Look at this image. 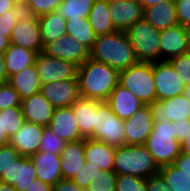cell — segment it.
Wrapping results in <instances>:
<instances>
[{
    "label": "cell",
    "mask_w": 190,
    "mask_h": 191,
    "mask_svg": "<svg viewBox=\"0 0 190 191\" xmlns=\"http://www.w3.org/2000/svg\"><path fill=\"white\" fill-rule=\"evenodd\" d=\"M85 139L68 142L61 152V171L63 179H73L86 163L84 158Z\"/></svg>",
    "instance_id": "cell-25"
},
{
    "label": "cell",
    "mask_w": 190,
    "mask_h": 191,
    "mask_svg": "<svg viewBox=\"0 0 190 191\" xmlns=\"http://www.w3.org/2000/svg\"><path fill=\"white\" fill-rule=\"evenodd\" d=\"M87 138L121 147L125 145L124 120L106 102H101L96 108L94 131Z\"/></svg>",
    "instance_id": "cell-7"
},
{
    "label": "cell",
    "mask_w": 190,
    "mask_h": 191,
    "mask_svg": "<svg viewBox=\"0 0 190 191\" xmlns=\"http://www.w3.org/2000/svg\"><path fill=\"white\" fill-rule=\"evenodd\" d=\"M153 77L157 100L183 94L185 84L168 61L153 62Z\"/></svg>",
    "instance_id": "cell-9"
},
{
    "label": "cell",
    "mask_w": 190,
    "mask_h": 191,
    "mask_svg": "<svg viewBox=\"0 0 190 191\" xmlns=\"http://www.w3.org/2000/svg\"><path fill=\"white\" fill-rule=\"evenodd\" d=\"M24 13V9L16 7L15 9L7 11L0 16V31L7 32V37L9 39L11 38L14 26L18 23Z\"/></svg>",
    "instance_id": "cell-41"
},
{
    "label": "cell",
    "mask_w": 190,
    "mask_h": 191,
    "mask_svg": "<svg viewBox=\"0 0 190 191\" xmlns=\"http://www.w3.org/2000/svg\"><path fill=\"white\" fill-rule=\"evenodd\" d=\"M112 111L122 120H127L145 105L140 99L133 95L128 89L118 84L108 99L105 101Z\"/></svg>",
    "instance_id": "cell-21"
},
{
    "label": "cell",
    "mask_w": 190,
    "mask_h": 191,
    "mask_svg": "<svg viewBox=\"0 0 190 191\" xmlns=\"http://www.w3.org/2000/svg\"><path fill=\"white\" fill-rule=\"evenodd\" d=\"M10 138L8 137L6 131H3L2 124V113H0V146L8 145Z\"/></svg>",
    "instance_id": "cell-53"
},
{
    "label": "cell",
    "mask_w": 190,
    "mask_h": 191,
    "mask_svg": "<svg viewBox=\"0 0 190 191\" xmlns=\"http://www.w3.org/2000/svg\"><path fill=\"white\" fill-rule=\"evenodd\" d=\"M116 191H147L146 179L132 175H117Z\"/></svg>",
    "instance_id": "cell-38"
},
{
    "label": "cell",
    "mask_w": 190,
    "mask_h": 191,
    "mask_svg": "<svg viewBox=\"0 0 190 191\" xmlns=\"http://www.w3.org/2000/svg\"><path fill=\"white\" fill-rule=\"evenodd\" d=\"M18 150L12 145L0 146V176L20 157Z\"/></svg>",
    "instance_id": "cell-43"
},
{
    "label": "cell",
    "mask_w": 190,
    "mask_h": 191,
    "mask_svg": "<svg viewBox=\"0 0 190 191\" xmlns=\"http://www.w3.org/2000/svg\"><path fill=\"white\" fill-rule=\"evenodd\" d=\"M168 62L172 65L180 80L185 85L190 84V52L174 57Z\"/></svg>",
    "instance_id": "cell-39"
},
{
    "label": "cell",
    "mask_w": 190,
    "mask_h": 191,
    "mask_svg": "<svg viewBox=\"0 0 190 191\" xmlns=\"http://www.w3.org/2000/svg\"><path fill=\"white\" fill-rule=\"evenodd\" d=\"M43 48L49 42L66 36V20L57 11L38 17Z\"/></svg>",
    "instance_id": "cell-30"
},
{
    "label": "cell",
    "mask_w": 190,
    "mask_h": 191,
    "mask_svg": "<svg viewBox=\"0 0 190 191\" xmlns=\"http://www.w3.org/2000/svg\"><path fill=\"white\" fill-rule=\"evenodd\" d=\"M8 75L5 67V61L3 53H0V84L8 82Z\"/></svg>",
    "instance_id": "cell-50"
},
{
    "label": "cell",
    "mask_w": 190,
    "mask_h": 191,
    "mask_svg": "<svg viewBox=\"0 0 190 191\" xmlns=\"http://www.w3.org/2000/svg\"><path fill=\"white\" fill-rule=\"evenodd\" d=\"M62 2L63 0H28L24 11L26 14L40 17L50 12L57 11Z\"/></svg>",
    "instance_id": "cell-36"
},
{
    "label": "cell",
    "mask_w": 190,
    "mask_h": 191,
    "mask_svg": "<svg viewBox=\"0 0 190 191\" xmlns=\"http://www.w3.org/2000/svg\"><path fill=\"white\" fill-rule=\"evenodd\" d=\"M16 7H20L22 9L26 8L28 0H12Z\"/></svg>",
    "instance_id": "cell-58"
},
{
    "label": "cell",
    "mask_w": 190,
    "mask_h": 191,
    "mask_svg": "<svg viewBox=\"0 0 190 191\" xmlns=\"http://www.w3.org/2000/svg\"><path fill=\"white\" fill-rule=\"evenodd\" d=\"M180 144H181V153L190 155V133L187 135L186 139Z\"/></svg>",
    "instance_id": "cell-54"
},
{
    "label": "cell",
    "mask_w": 190,
    "mask_h": 191,
    "mask_svg": "<svg viewBox=\"0 0 190 191\" xmlns=\"http://www.w3.org/2000/svg\"><path fill=\"white\" fill-rule=\"evenodd\" d=\"M178 23L185 27L190 25V0H174Z\"/></svg>",
    "instance_id": "cell-44"
},
{
    "label": "cell",
    "mask_w": 190,
    "mask_h": 191,
    "mask_svg": "<svg viewBox=\"0 0 190 191\" xmlns=\"http://www.w3.org/2000/svg\"><path fill=\"white\" fill-rule=\"evenodd\" d=\"M183 95L190 101V84H186L183 90Z\"/></svg>",
    "instance_id": "cell-59"
},
{
    "label": "cell",
    "mask_w": 190,
    "mask_h": 191,
    "mask_svg": "<svg viewBox=\"0 0 190 191\" xmlns=\"http://www.w3.org/2000/svg\"><path fill=\"white\" fill-rule=\"evenodd\" d=\"M37 179L34 163L30 157L20 156L14 160L6 172L0 176V181L12 185L16 191H27L32 182Z\"/></svg>",
    "instance_id": "cell-15"
},
{
    "label": "cell",
    "mask_w": 190,
    "mask_h": 191,
    "mask_svg": "<svg viewBox=\"0 0 190 191\" xmlns=\"http://www.w3.org/2000/svg\"><path fill=\"white\" fill-rule=\"evenodd\" d=\"M37 52L10 44L3 53L8 77L35 64Z\"/></svg>",
    "instance_id": "cell-28"
},
{
    "label": "cell",
    "mask_w": 190,
    "mask_h": 191,
    "mask_svg": "<svg viewBox=\"0 0 190 191\" xmlns=\"http://www.w3.org/2000/svg\"><path fill=\"white\" fill-rule=\"evenodd\" d=\"M48 127L66 142L83 140L72 106L56 108Z\"/></svg>",
    "instance_id": "cell-20"
},
{
    "label": "cell",
    "mask_w": 190,
    "mask_h": 191,
    "mask_svg": "<svg viewBox=\"0 0 190 191\" xmlns=\"http://www.w3.org/2000/svg\"><path fill=\"white\" fill-rule=\"evenodd\" d=\"M143 18L158 30L167 29L179 24L174 0H166L144 8Z\"/></svg>",
    "instance_id": "cell-24"
},
{
    "label": "cell",
    "mask_w": 190,
    "mask_h": 191,
    "mask_svg": "<svg viewBox=\"0 0 190 191\" xmlns=\"http://www.w3.org/2000/svg\"><path fill=\"white\" fill-rule=\"evenodd\" d=\"M8 83L17 91L21 100L41 90L40 79L34 64L19 73L11 75Z\"/></svg>",
    "instance_id": "cell-27"
},
{
    "label": "cell",
    "mask_w": 190,
    "mask_h": 191,
    "mask_svg": "<svg viewBox=\"0 0 190 191\" xmlns=\"http://www.w3.org/2000/svg\"><path fill=\"white\" fill-rule=\"evenodd\" d=\"M152 154L144 145H122L116 148L113 170L117 175H132L147 179L158 174Z\"/></svg>",
    "instance_id": "cell-3"
},
{
    "label": "cell",
    "mask_w": 190,
    "mask_h": 191,
    "mask_svg": "<svg viewBox=\"0 0 190 191\" xmlns=\"http://www.w3.org/2000/svg\"><path fill=\"white\" fill-rule=\"evenodd\" d=\"M95 0H63L57 12L65 20L87 19Z\"/></svg>",
    "instance_id": "cell-32"
},
{
    "label": "cell",
    "mask_w": 190,
    "mask_h": 191,
    "mask_svg": "<svg viewBox=\"0 0 190 191\" xmlns=\"http://www.w3.org/2000/svg\"><path fill=\"white\" fill-rule=\"evenodd\" d=\"M147 191H172L158 173L146 179Z\"/></svg>",
    "instance_id": "cell-45"
},
{
    "label": "cell",
    "mask_w": 190,
    "mask_h": 191,
    "mask_svg": "<svg viewBox=\"0 0 190 191\" xmlns=\"http://www.w3.org/2000/svg\"><path fill=\"white\" fill-rule=\"evenodd\" d=\"M21 109L25 121L48 127L55 108L41 92L21 100Z\"/></svg>",
    "instance_id": "cell-18"
},
{
    "label": "cell",
    "mask_w": 190,
    "mask_h": 191,
    "mask_svg": "<svg viewBox=\"0 0 190 191\" xmlns=\"http://www.w3.org/2000/svg\"><path fill=\"white\" fill-rule=\"evenodd\" d=\"M16 8V5L13 3L12 0H0V16L10 10Z\"/></svg>",
    "instance_id": "cell-52"
},
{
    "label": "cell",
    "mask_w": 190,
    "mask_h": 191,
    "mask_svg": "<svg viewBox=\"0 0 190 191\" xmlns=\"http://www.w3.org/2000/svg\"><path fill=\"white\" fill-rule=\"evenodd\" d=\"M158 173L172 191H190V176L173 164L160 167Z\"/></svg>",
    "instance_id": "cell-33"
},
{
    "label": "cell",
    "mask_w": 190,
    "mask_h": 191,
    "mask_svg": "<svg viewBox=\"0 0 190 191\" xmlns=\"http://www.w3.org/2000/svg\"><path fill=\"white\" fill-rule=\"evenodd\" d=\"M44 126L27 122L19 128V130L10 137L9 144L15 147L21 156L31 157L39 149Z\"/></svg>",
    "instance_id": "cell-17"
},
{
    "label": "cell",
    "mask_w": 190,
    "mask_h": 191,
    "mask_svg": "<svg viewBox=\"0 0 190 191\" xmlns=\"http://www.w3.org/2000/svg\"><path fill=\"white\" fill-rule=\"evenodd\" d=\"M66 34L80 43L84 44L90 50L93 48L97 35L90 26L87 19L66 20Z\"/></svg>",
    "instance_id": "cell-31"
},
{
    "label": "cell",
    "mask_w": 190,
    "mask_h": 191,
    "mask_svg": "<svg viewBox=\"0 0 190 191\" xmlns=\"http://www.w3.org/2000/svg\"><path fill=\"white\" fill-rule=\"evenodd\" d=\"M15 106H21L17 91L8 82L0 84V111Z\"/></svg>",
    "instance_id": "cell-40"
},
{
    "label": "cell",
    "mask_w": 190,
    "mask_h": 191,
    "mask_svg": "<svg viewBox=\"0 0 190 191\" xmlns=\"http://www.w3.org/2000/svg\"><path fill=\"white\" fill-rule=\"evenodd\" d=\"M144 9L137 0L109 2V16L117 31H127L137 21L142 20Z\"/></svg>",
    "instance_id": "cell-16"
},
{
    "label": "cell",
    "mask_w": 190,
    "mask_h": 191,
    "mask_svg": "<svg viewBox=\"0 0 190 191\" xmlns=\"http://www.w3.org/2000/svg\"><path fill=\"white\" fill-rule=\"evenodd\" d=\"M139 62L160 60V30L155 29L144 18L126 31Z\"/></svg>",
    "instance_id": "cell-6"
},
{
    "label": "cell",
    "mask_w": 190,
    "mask_h": 191,
    "mask_svg": "<svg viewBox=\"0 0 190 191\" xmlns=\"http://www.w3.org/2000/svg\"><path fill=\"white\" fill-rule=\"evenodd\" d=\"M149 107L153 122L190 119V101L183 94L165 100H155Z\"/></svg>",
    "instance_id": "cell-13"
},
{
    "label": "cell",
    "mask_w": 190,
    "mask_h": 191,
    "mask_svg": "<svg viewBox=\"0 0 190 191\" xmlns=\"http://www.w3.org/2000/svg\"><path fill=\"white\" fill-rule=\"evenodd\" d=\"M68 142L59 137L49 127H44L42 140L38 151L61 155L62 150Z\"/></svg>",
    "instance_id": "cell-35"
},
{
    "label": "cell",
    "mask_w": 190,
    "mask_h": 191,
    "mask_svg": "<svg viewBox=\"0 0 190 191\" xmlns=\"http://www.w3.org/2000/svg\"><path fill=\"white\" fill-rule=\"evenodd\" d=\"M90 58L122 71L139 62L126 31L96 37Z\"/></svg>",
    "instance_id": "cell-1"
},
{
    "label": "cell",
    "mask_w": 190,
    "mask_h": 191,
    "mask_svg": "<svg viewBox=\"0 0 190 191\" xmlns=\"http://www.w3.org/2000/svg\"><path fill=\"white\" fill-rule=\"evenodd\" d=\"M116 147L107 143L85 138L84 158L90 165L99 167L101 171L113 170Z\"/></svg>",
    "instance_id": "cell-23"
},
{
    "label": "cell",
    "mask_w": 190,
    "mask_h": 191,
    "mask_svg": "<svg viewBox=\"0 0 190 191\" xmlns=\"http://www.w3.org/2000/svg\"><path fill=\"white\" fill-rule=\"evenodd\" d=\"M34 65L41 85L60 80H78V66L70 61L56 59L40 52Z\"/></svg>",
    "instance_id": "cell-8"
},
{
    "label": "cell",
    "mask_w": 190,
    "mask_h": 191,
    "mask_svg": "<svg viewBox=\"0 0 190 191\" xmlns=\"http://www.w3.org/2000/svg\"><path fill=\"white\" fill-rule=\"evenodd\" d=\"M40 92L55 109L70 107L81 97L78 80H60L42 84Z\"/></svg>",
    "instance_id": "cell-14"
},
{
    "label": "cell",
    "mask_w": 190,
    "mask_h": 191,
    "mask_svg": "<svg viewBox=\"0 0 190 191\" xmlns=\"http://www.w3.org/2000/svg\"><path fill=\"white\" fill-rule=\"evenodd\" d=\"M0 113H2L3 131H6L10 138L25 123L21 106L5 108Z\"/></svg>",
    "instance_id": "cell-34"
},
{
    "label": "cell",
    "mask_w": 190,
    "mask_h": 191,
    "mask_svg": "<svg viewBox=\"0 0 190 191\" xmlns=\"http://www.w3.org/2000/svg\"><path fill=\"white\" fill-rule=\"evenodd\" d=\"M80 96L105 102L119 84V71L89 58L78 66Z\"/></svg>",
    "instance_id": "cell-2"
},
{
    "label": "cell",
    "mask_w": 190,
    "mask_h": 191,
    "mask_svg": "<svg viewBox=\"0 0 190 191\" xmlns=\"http://www.w3.org/2000/svg\"><path fill=\"white\" fill-rule=\"evenodd\" d=\"M43 53L56 59L70 61L77 66L90 58V49L68 35L46 44L43 48Z\"/></svg>",
    "instance_id": "cell-11"
},
{
    "label": "cell",
    "mask_w": 190,
    "mask_h": 191,
    "mask_svg": "<svg viewBox=\"0 0 190 191\" xmlns=\"http://www.w3.org/2000/svg\"><path fill=\"white\" fill-rule=\"evenodd\" d=\"M153 124L149 104H145L124 120L125 145H144L153 130Z\"/></svg>",
    "instance_id": "cell-12"
},
{
    "label": "cell",
    "mask_w": 190,
    "mask_h": 191,
    "mask_svg": "<svg viewBox=\"0 0 190 191\" xmlns=\"http://www.w3.org/2000/svg\"><path fill=\"white\" fill-rule=\"evenodd\" d=\"M90 26L97 36L111 34L116 31L109 16V2L95 0L88 16Z\"/></svg>",
    "instance_id": "cell-29"
},
{
    "label": "cell",
    "mask_w": 190,
    "mask_h": 191,
    "mask_svg": "<svg viewBox=\"0 0 190 191\" xmlns=\"http://www.w3.org/2000/svg\"><path fill=\"white\" fill-rule=\"evenodd\" d=\"M0 191H16L12 185L0 181Z\"/></svg>",
    "instance_id": "cell-56"
},
{
    "label": "cell",
    "mask_w": 190,
    "mask_h": 191,
    "mask_svg": "<svg viewBox=\"0 0 190 191\" xmlns=\"http://www.w3.org/2000/svg\"><path fill=\"white\" fill-rule=\"evenodd\" d=\"M11 44L37 53L43 52V42L38 17L24 13L14 26Z\"/></svg>",
    "instance_id": "cell-10"
},
{
    "label": "cell",
    "mask_w": 190,
    "mask_h": 191,
    "mask_svg": "<svg viewBox=\"0 0 190 191\" xmlns=\"http://www.w3.org/2000/svg\"><path fill=\"white\" fill-rule=\"evenodd\" d=\"M34 163V167L39 181L50 185L56 184L63 179L61 171V155L51 154L48 152L37 151L30 157Z\"/></svg>",
    "instance_id": "cell-22"
},
{
    "label": "cell",
    "mask_w": 190,
    "mask_h": 191,
    "mask_svg": "<svg viewBox=\"0 0 190 191\" xmlns=\"http://www.w3.org/2000/svg\"><path fill=\"white\" fill-rule=\"evenodd\" d=\"M108 2H122V1H126V0H107Z\"/></svg>",
    "instance_id": "cell-60"
},
{
    "label": "cell",
    "mask_w": 190,
    "mask_h": 191,
    "mask_svg": "<svg viewBox=\"0 0 190 191\" xmlns=\"http://www.w3.org/2000/svg\"><path fill=\"white\" fill-rule=\"evenodd\" d=\"M144 8H147L149 6H152V5H155V4H158L160 2H163V1H166V0H137Z\"/></svg>",
    "instance_id": "cell-55"
},
{
    "label": "cell",
    "mask_w": 190,
    "mask_h": 191,
    "mask_svg": "<svg viewBox=\"0 0 190 191\" xmlns=\"http://www.w3.org/2000/svg\"><path fill=\"white\" fill-rule=\"evenodd\" d=\"M175 133V121L167 120L153 124V130L144 146L152 154L159 168L173 164L181 154V144Z\"/></svg>",
    "instance_id": "cell-4"
},
{
    "label": "cell",
    "mask_w": 190,
    "mask_h": 191,
    "mask_svg": "<svg viewBox=\"0 0 190 191\" xmlns=\"http://www.w3.org/2000/svg\"><path fill=\"white\" fill-rule=\"evenodd\" d=\"M188 52L184 27L180 24L160 30V60L169 61Z\"/></svg>",
    "instance_id": "cell-19"
},
{
    "label": "cell",
    "mask_w": 190,
    "mask_h": 191,
    "mask_svg": "<svg viewBox=\"0 0 190 191\" xmlns=\"http://www.w3.org/2000/svg\"><path fill=\"white\" fill-rule=\"evenodd\" d=\"M27 191H53V186L35 179Z\"/></svg>",
    "instance_id": "cell-49"
},
{
    "label": "cell",
    "mask_w": 190,
    "mask_h": 191,
    "mask_svg": "<svg viewBox=\"0 0 190 191\" xmlns=\"http://www.w3.org/2000/svg\"><path fill=\"white\" fill-rule=\"evenodd\" d=\"M175 132L176 139L180 143L183 142L190 133V119H185V121H175Z\"/></svg>",
    "instance_id": "cell-47"
},
{
    "label": "cell",
    "mask_w": 190,
    "mask_h": 191,
    "mask_svg": "<svg viewBox=\"0 0 190 191\" xmlns=\"http://www.w3.org/2000/svg\"><path fill=\"white\" fill-rule=\"evenodd\" d=\"M53 191H87L71 179H61L53 185Z\"/></svg>",
    "instance_id": "cell-46"
},
{
    "label": "cell",
    "mask_w": 190,
    "mask_h": 191,
    "mask_svg": "<svg viewBox=\"0 0 190 191\" xmlns=\"http://www.w3.org/2000/svg\"><path fill=\"white\" fill-rule=\"evenodd\" d=\"M100 168L90 165V162H86L83 164L82 168L72 179L75 183H77L80 187L86 188L89 186L92 180H95L97 176L100 174Z\"/></svg>",
    "instance_id": "cell-42"
},
{
    "label": "cell",
    "mask_w": 190,
    "mask_h": 191,
    "mask_svg": "<svg viewBox=\"0 0 190 191\" xmlns=\"http://www.w3.org/2000/svg\"><path fill=\"white\" fill-rule=\"evenodd\" d=\"M173 165L190 176V155L181 153L173 162Z\"/></svg>",
    "instance_id": "cell-48"
},
{
    "label": "cell",
    "mask_w": 190,
    "mask_h": 191,
    "mask_svg": "<svg viewBox=\"0 0 190 191\" xmlns=\"http://www.w3.org/2000/svg\"><path fill=\"white\" fill-rule=\"evenodd\" d=\"M102 101L80 97L72 105L80 133L87 138L93 131L96 120V108Z\"/></svg>",
    "instance_id": "cell-26"
},
{
    "label": "cell",
    "mask_w": 190,
    "mask_h": 191,
    "mask_svg": "<svg viewBox=\"0 0 190 191\" xmlns=\"http://www.w3.org/2000/svg\"><path fill=\"white\" fill-rule=\"evenodd\" d=\"M117 174L114 170L100 171L95 180H92L87 191H116Z\"/></svg>",
    "instance_id": "cell-37"
},
{
    "label": "cell",
    "mask_w": 190,
    "mask_h": 191,
    "mask_svg": "<svg viewBox=\"0 0 190 191\" xmlns=\"http://www.w3.org/2000/svg\"><path fill=\"white\" fill-rule=\"evenodd\" d=\"M11 41L7 37V32L0 31V53H4L10 46Z\"/></svg>",
    "instance_id": "cell-51"
},
{
    "label": "cell",
    "mask_w": 190,
    "mask_h": 191,
    "mask_svg": "<svg viewBox=\"0 0 190 191\" xmlns=\"http://www.w3.org/2000/svg\"><path fill=\"white\" fill-rule=\"evenodd\" d=\"M119 84L145 104L157 100L151 62H138L120 71Z\"/></svg>",
    "instance_id": "cell-5"
},
{
    "label": "cell",
    "mask_w": 190,
    "mask_h": 191,
    "mask_svg": "<svg viewBox=\"0 0 190 191\" xmlns=\"http://www.w3.org/2000/svg\"><path fill=\"white\" fill-rule=\"evenodd\" d=\"M184 30L186 33L188 52H190V25L185 26Z\"/></svg>",
    "instance_id": "cell-57"
}]
</instances>
